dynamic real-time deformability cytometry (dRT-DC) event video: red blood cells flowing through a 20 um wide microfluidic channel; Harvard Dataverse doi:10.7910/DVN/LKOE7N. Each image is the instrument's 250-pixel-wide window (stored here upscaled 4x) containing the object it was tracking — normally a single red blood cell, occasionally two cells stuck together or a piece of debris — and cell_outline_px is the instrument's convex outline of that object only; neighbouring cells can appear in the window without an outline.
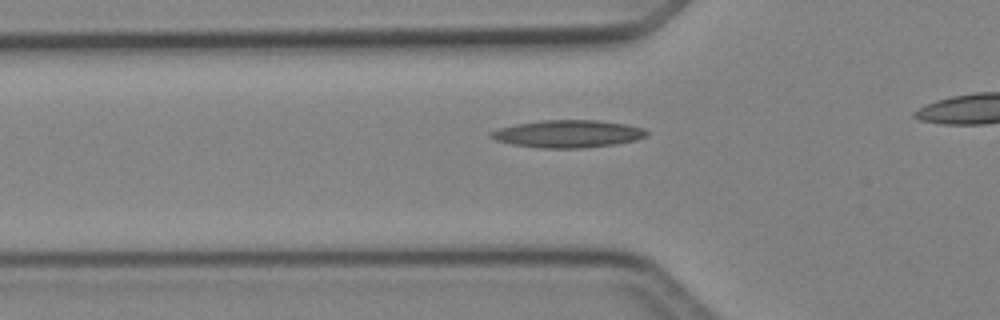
{"species": "Egyptian fruit bat (a non-hibernating species)", "species_latin": "Rousettus aegyptiacus", "temperature_condition": "cold", "stored_images_in_passage": 36, "camera_frame_rate_fps": 3000, "um_per_image_px": 0.085, "animal": {"sex": "female"}, "frame": {"image": 1, "passage_image": 13, "time_ms": 4.0, "image_size_px": [1000, 320], "cell_outline_px": [[648, 136], [636, 140], [616, 144], [584, 148], [540, 148], [512, 144], [496, 140], [488, 136], [488, 132], [500, 128], [516, 124], [540, 120], [600, 120], [628, 124], [644, 128], [648, 132]], "centroid_in_image_um": [48.3, 11.37], "position_along_channel_um": 77.5, "area_um2": 25.2}}
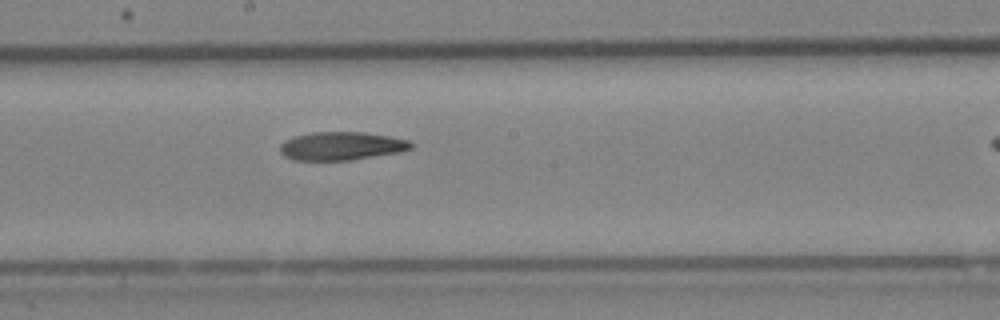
{"frame": {"image": 2, "passage_image": 23, "time_ms": 7.333, "image_size_px": [1000, 320], "cell_outline_px": [[412, 148], [400, 152], [348, 160], [292, 160], [284, 156], [280, 152], [280, 144], [284, 140], [296, 136], [312, 132], [364, 132], [388, 136], [408, 140], [412, 144]], "centroid_in_image_um": [28.99, 12.41], "position_along_channel_um": 219.2, "area_um2": 21.5}}
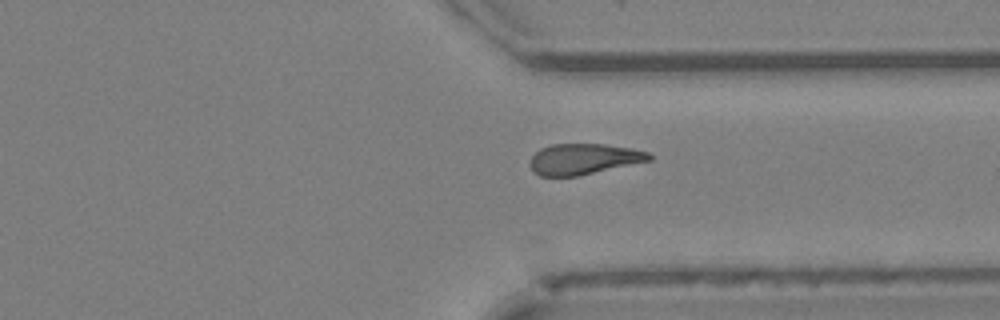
{"frame": {"image": 3, "passage_image": 33, "time_ms": 10.667, "image_size_px": [1000, 320], "cell_outline_px": [[652, 160], [576, 176], [540, 176], [532, 172], [528, 164], [532, 156], [540, 148], [552, 144], [604, 144], [632, 148], [648, 152], [652, 156]], "centroid_in_image_um": [49.57, 13.51], "position_along_channel_um": 361.8, "area_um2": 21.44}}